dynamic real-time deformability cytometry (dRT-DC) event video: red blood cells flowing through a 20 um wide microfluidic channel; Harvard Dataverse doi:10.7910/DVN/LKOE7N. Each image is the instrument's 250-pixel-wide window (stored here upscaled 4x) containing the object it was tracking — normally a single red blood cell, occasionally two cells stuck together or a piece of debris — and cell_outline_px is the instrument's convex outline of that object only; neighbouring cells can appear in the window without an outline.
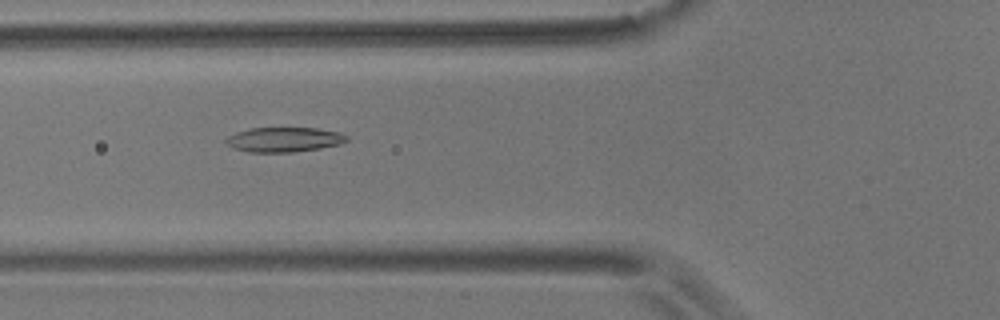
{"species": "common noctule bat (a hibernating species)", "species_latin": "Nyctalus noctula", "temperature_condition": "room temperature", "stored_images_in_passage": 29, "camera_frame_rate_fps": 3000, "um_per_image_px": 0.085, "animal": {"sex": "male", "body_mass_g": 17.9}, "frame": {"image": 1, "passage_image": 16, "time_ms": 5.0, "image_size_px": [1000, 320], "cell_outline_px": [[348, 140], [340, 144], [320, 148], [292, 152], [248, 152], [232, 148], [224, 140], [228, 136], [236, 132], [248, 128], [316, 128], [340, 132], [348, 136]], "centroid_in_image_um": [24.13, 11.86], "position_along_channel_um": 101.7, "area_um2": 17.46}}
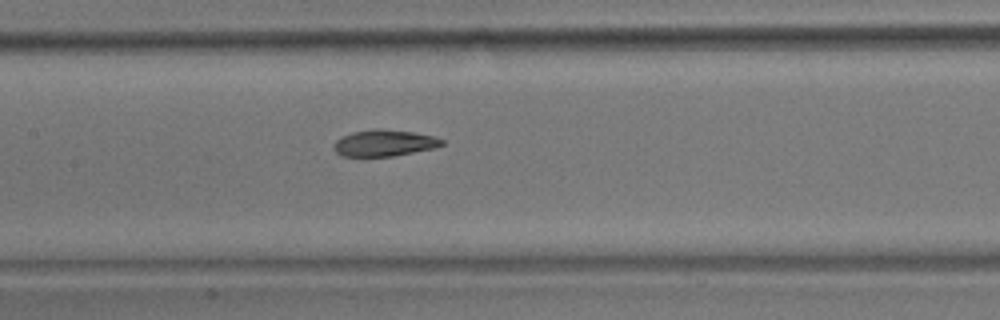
{"frame": {"image": 2, "passage_image": 22, "time_ms": 7.0, "image_size_px": [1000, 320], "cell_outline_px": [[444, 144], [436, 148], [392, 156], [364, 160], [340, 156], [332, 148], [332, 144], [336, 140], [352, 132], [376, 128], [380, 128], [412, 132], [432, 136], [444, 140]], "centroid_in_image_um": [32.57, 12.21], "position_along_channel_um": 174.8, "area_um2": 17.46}}
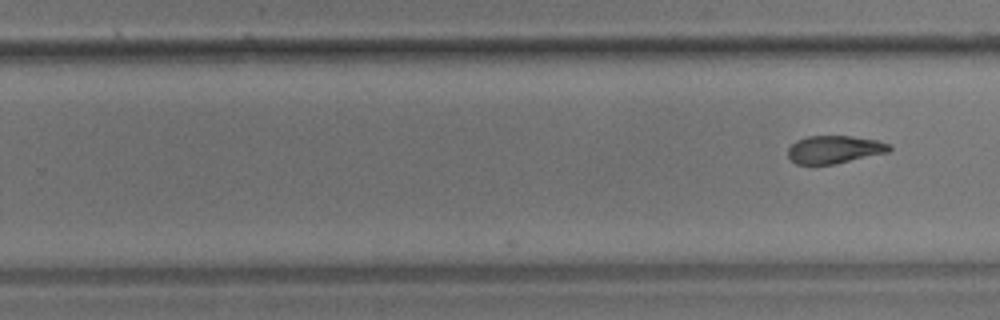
{"frame": {"image": 3, "passage_image": 29, "time_ms": 9.333, "image_size_px": [1000, 320], "cell_outline_px": [[892, 148], [888, 152], [836, 164], [796, 164], [788, 156], [788, 148], [796, 140], [808, 136], [852, 136], [876, 140], [888, 144]], "centroid_in_image_um": [70.91, 12.7], "position_along_channel_um": 258.9, "area_um2": 16.36}}